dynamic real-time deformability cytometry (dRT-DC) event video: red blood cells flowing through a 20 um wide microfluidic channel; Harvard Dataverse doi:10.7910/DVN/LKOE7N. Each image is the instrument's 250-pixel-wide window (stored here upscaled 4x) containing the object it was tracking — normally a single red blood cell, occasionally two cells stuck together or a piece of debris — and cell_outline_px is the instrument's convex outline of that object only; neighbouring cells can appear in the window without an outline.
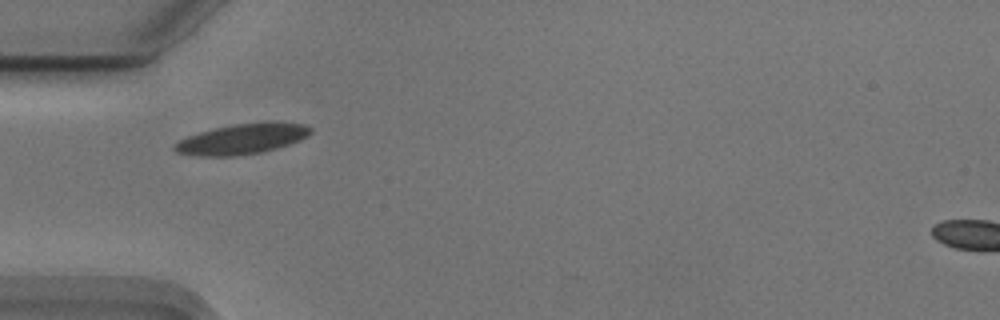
{"species": "Egyptian fruit bat (a non-hibernating species)", "species_latin": "Rousettus aegyptiacus", "temperature_condition": "cold", "stored_images_in_passage": 34, "camera_frame_rate_fps": 3000, "um_per_image_px": 0.085, "animal": {"sex": "male"}, "frame": {"image": 1, "passage_image": 1, "time_ms": 0.0, "image_size_px": [1000, 320], "cell_outline_px": [[312, 132], [308, 136], [300, 140], [276, 148], [260, 152], [236, 156], [196, 156], [176, 152], [172, 148], [180, 140], [188, 136], [200, 132], [232, 124], [308, 124], [312, 128]], "centroid_in_image_um": [20.54, 11.85], "position_along_channel_um": 64.5, "area_um2": 23.29}}
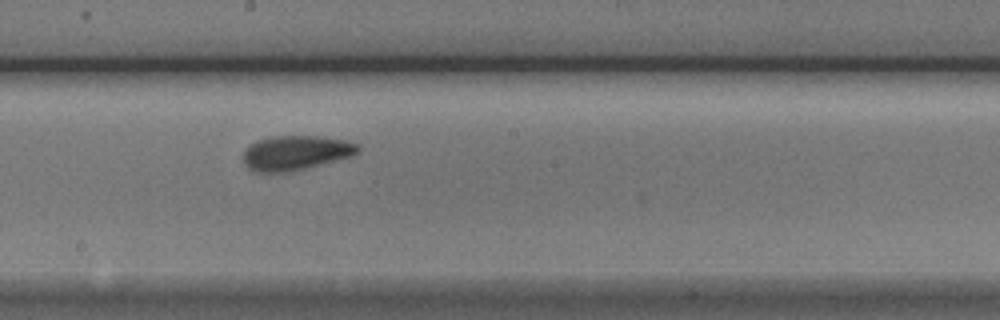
{"frame": {"image": 2, "passage_image": 14, "time_ms": 4.333, "image_size_px": [1000, 320], "cell_outline_px": [[360, 152], [352, 156], [288, 172], [256, 172], [248, 168], [244, 164], [244, 148], [256, 140], [272, 136], [316, 136], [348, 140], [360, 144]], "centroid_in_image_um": [25.14, 12.97], "position_along_channel_um": 223.1, "area_um2": 23.24}}
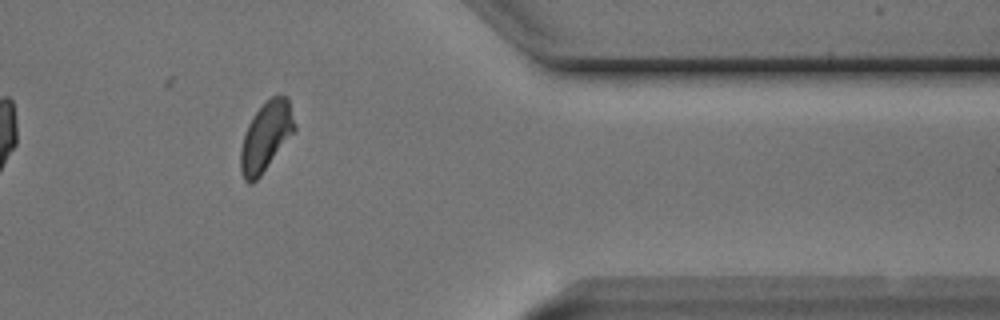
{"frame": {"image": 3, "passage_image": 29, "time_ms": 9.333, "image_size_px": [1000, 320], "cell_outline_px": [[296, 132], [260, 176], [252, 184], [248, 184], [244, 180], [240, 172], [240, 148], [248, 124], [256, 112], [272, 96], [288, 96], [296, 124]], "centroid_in_image_um": [22.63, 11.64], "position_along_channel_um": 388.8, "area_um2": 21.96}, "authors_computed_cell_mechanics": {"area_um2": 22.253, "velocity_mm_per_s": 3.6982, "shape_relaxation_time_tau1_ms": 4.8587, "shape_relaxation_time_tau2_ms": 1.8601, "deformation_change_tau1": 0.1602, "deformation_change_tau2": 0.0819}}